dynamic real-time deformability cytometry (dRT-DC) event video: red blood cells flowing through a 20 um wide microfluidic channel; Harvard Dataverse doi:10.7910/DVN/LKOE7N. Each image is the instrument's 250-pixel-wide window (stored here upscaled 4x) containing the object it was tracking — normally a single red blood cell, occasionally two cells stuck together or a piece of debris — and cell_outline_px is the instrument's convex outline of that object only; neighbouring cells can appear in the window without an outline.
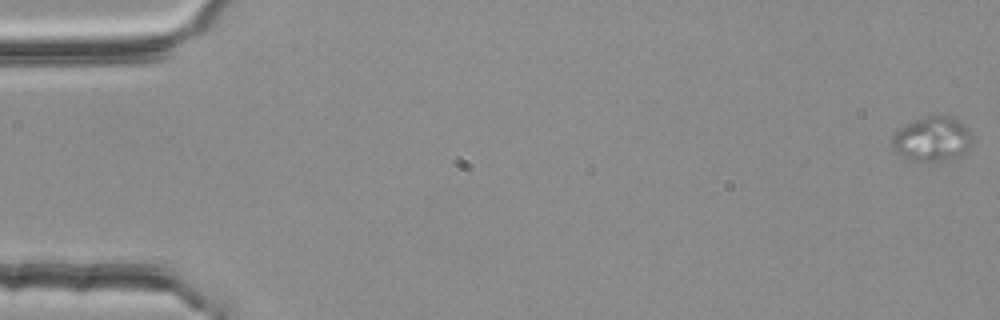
{"species": "common noctule bat (a hibernating species)", "species_latin": "Nyctalus noctula", "temperature_condition": "room temperature", "stored_images_in_passage": 55, "camera_frame_rate_fps": 3000, "um_per_image_px": 0.085, "animal": {"sex": "female", "body_mass_g": 25.1}, "frame": {"image": 1, "passage_image": 1, "time_ms": 0.0, "image_size_px": [1000, 320], "cell_outline_px": [[972, 144], [964, 152], [940, 160], [912, 160], [896, 152], [892, 148], [892, 140], [896, 132], [900, 128], [924, 116], [948, 116], [964, 124], [968, 128], [972, 140]], "centroid_in_image_um": [79.23, 11.79], "position_along_channel_um": 5.8, "area_um2": 20.0}}
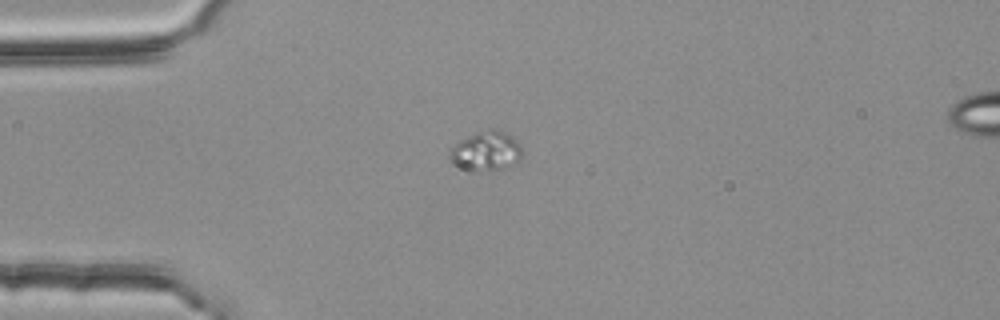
{"frame": {"image": 2, "passage_image": 15, "time_ms": 4.667, "image_size_px": [1000, 320], "cell_outline_px": [[524, 156], [520, 160], [508, 168], [480, 172], [472, 172], [448, 160], [448, 152], [460, 140], [484, 128], [496, 128], [512, 136], [520, 144], [524, 152]], "centroid_in_image_um": [41.36, 12.85], "position_along_channel_um": 43.6, "area_um2": 17.28}}